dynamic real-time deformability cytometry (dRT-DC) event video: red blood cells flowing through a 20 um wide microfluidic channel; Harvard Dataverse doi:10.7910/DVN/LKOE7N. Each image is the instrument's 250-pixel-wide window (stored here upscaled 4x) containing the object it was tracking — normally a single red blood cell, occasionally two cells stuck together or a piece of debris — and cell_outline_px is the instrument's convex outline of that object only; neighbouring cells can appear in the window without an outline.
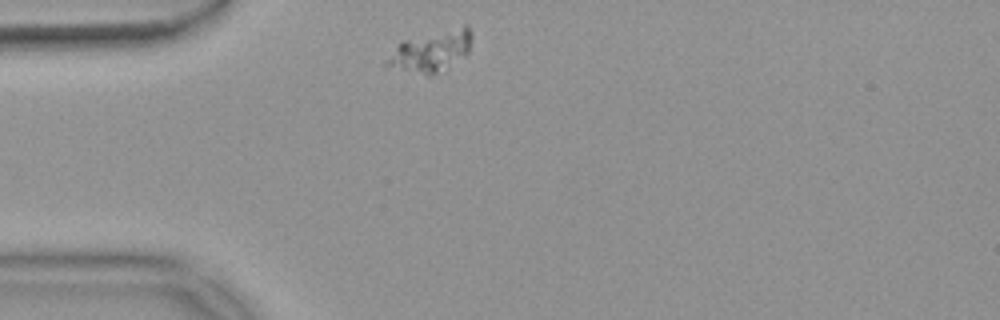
{"species": "common noctule bat (a hibernating species)", "species_latin": "Nyctalus noctula", "temperature_condition": "warm", "stored_images_in_passage": 30, "camera_frame_rate_fps": 3000, "um_per_image_px": 0.085, "animal": {"sex": "female", "body_mass_g": 18.4}, "frame": {"image": 1, "passage_image": 1, "time_ms": 0.0, "image_size_px": [1000, 320], "cell_outline_px": [[472, 36], [468, 52], [464, 56], [444, 72], [428, 76], [384, 68], [384, 64], [396, 48], [404, 40], [464, 24], [468, 24], [472, 32]], "centroid_in_image_um": [36.67, 4.38], "position_along_channel_um": 48.3, "area_um2": 20.75}}